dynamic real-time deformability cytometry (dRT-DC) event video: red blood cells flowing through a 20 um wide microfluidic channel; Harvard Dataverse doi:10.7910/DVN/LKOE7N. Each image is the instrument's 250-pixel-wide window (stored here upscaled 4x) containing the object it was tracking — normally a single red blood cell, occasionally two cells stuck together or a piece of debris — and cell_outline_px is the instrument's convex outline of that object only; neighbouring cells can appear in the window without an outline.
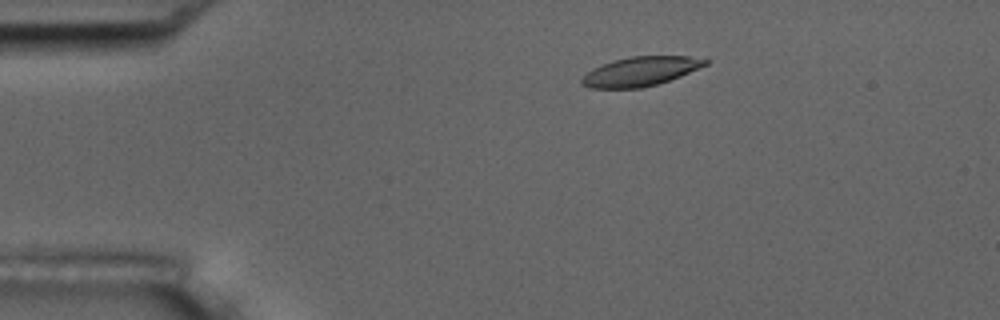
{"species": "common noctule bat (a hibernating species)", "species_latin": "Nyctalus noctula", "temperature_condition": "room temperature", "stored_images_in_passage": 55, "camera_frame_rate_fps": 3000, "um_per_image_px": 0.085, "animal": {"sex": "male", "body_mass_g": 17.5, "forearm_length_mm": 52.3}, "frame": {"image": 1, "passage_image": 9, "time_ms": 2.667, "image_size_px": [1000, 320], "cell_outline_px": [[708, 64], [680, 76], [656, 84], [640, 88], [588, 88], [580, 84], [580, 80], [592, 68], [612, 60], [632, 56], [688, 56], [708, 60]], "centroid_in_image_um": [54.39, 6.07], "position_along_channel_um": 30.6, "area_um2": 20.92}}
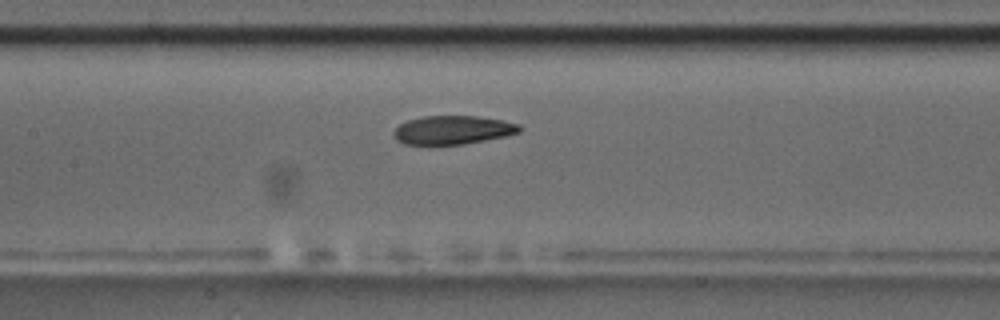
{"frame": {"image": 2, "passage_image": 25, "time_ms": 8.0, "image_size_px": [1000, 320], "cell_outline_px": [[520, 132], [504, 136], [464, 144], [404, 144], [396, 140], [392, 136], [392, 132], [400, 124], [408, 120], [424, 116], [476, 116], [504, 120], [520, 124]], "centroid_in_image_um": [38.46, 11.04], "position_along_channel_um": 168.9, "area_um2": 20.92}}
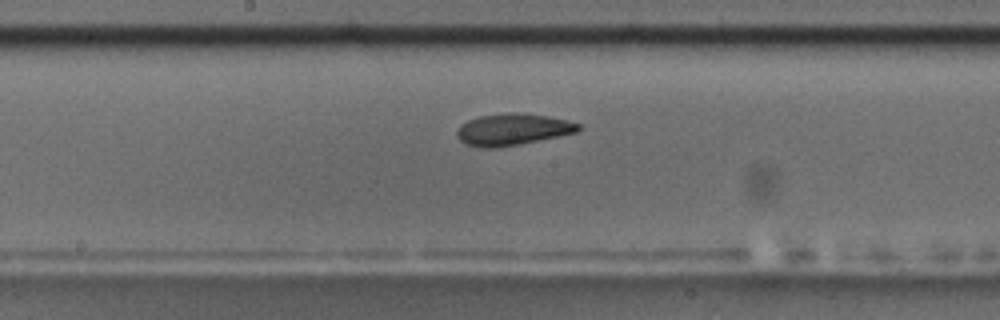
{"frame": {"image": 3, "passage_image": 28, "time_ms": 9.0, "image_size_px": [1000, 320], "cell_outline_px": [[580, 128], [576, 132], [516, 144], [492, 148], [484, 148], [464, 144], [456, 136], [456, 132], [460, 124], [476, 116], [508, 112], [516, 112], [544, 116], [568, 120], [580, 124]], "centroid_in_image_um": [43.49, 10.98], "position_along_channel_um": 204.7, "area_um2": 22.14}, "authors_computed_cell_mechanics": {"area_um2": 22.1952, "velocity_mm_per_s": 3.5921, "shape_relaxation_time_tau1_ms": 4.5986, "shape_relaxation_time_tau2_ms": 2.9714, "deformation_change_tau1": 0.1442, "deformation_change_tau2": 0.0985}}